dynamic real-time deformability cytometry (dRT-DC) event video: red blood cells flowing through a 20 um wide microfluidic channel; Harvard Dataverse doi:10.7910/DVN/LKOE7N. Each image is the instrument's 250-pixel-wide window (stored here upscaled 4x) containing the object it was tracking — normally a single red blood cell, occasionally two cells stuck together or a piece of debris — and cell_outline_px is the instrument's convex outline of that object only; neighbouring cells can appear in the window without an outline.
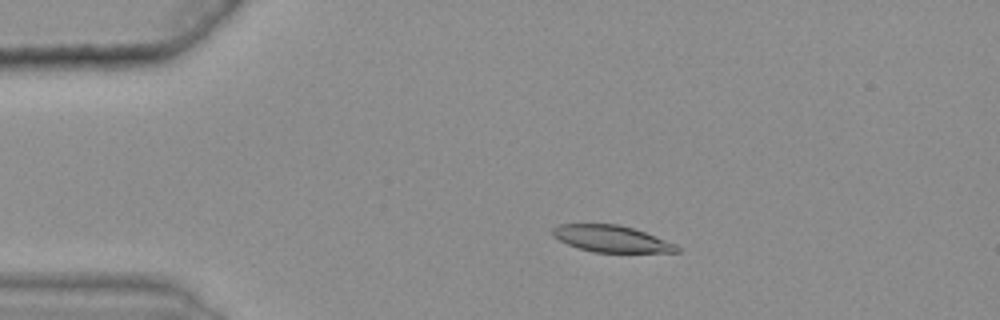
{"species": "common noctule bat (a hibernating species)", "species_latin": "Nyctalus noctula", "temperature_condition": "warm", "stored_images_in_passage": 43, "camera_frame_rate_fps": 3000, "um_per_image_px": 0.085, "animal": {"sex": "female", "body_mass_g": 25.1}, "frame": {"image": 1, "passage_image": 8, "time_ms": 2.333, "image_size_px": [1000, 320], "cell_outline_px": [[680, 252], [592, 252], [568, 244], [552, 236], [548, 232], [556, 224], [620, 224], [644, 232], [676, 244], [680, 248]], "centroid_in_image_um": [51.92, 20.28], "position_along_channel_um": 33.1, "area_um2": 19.31}}
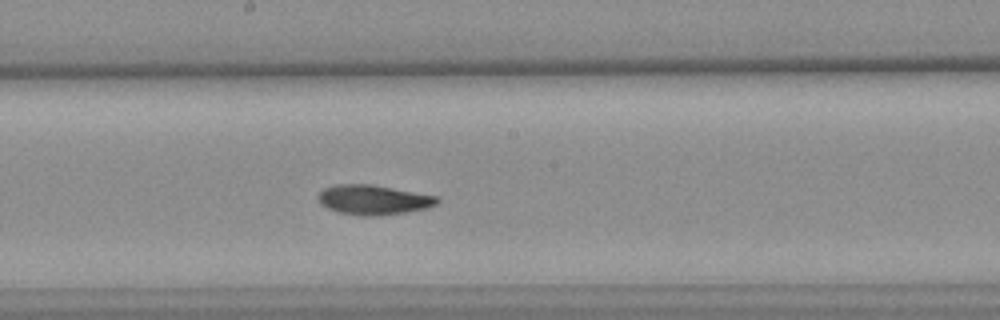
{"frame": {"image": 2, "passage_image": 27, "time_ms": 8.667, "image_size_px": [1000, 320], "cell_outline_px": [[440, 200], [436, 204], [428, 208], [408, 212], [376, 216], [364, 216], [340, 212], [328, 208], [320, 204], [316, 196], [324, 188], [336, 184], [372, 184], [436, 196]], "centroid_in_image_um": [31.73, 16.98], "position_along_channel_um": 216.5, "area_um2": 20.63}}
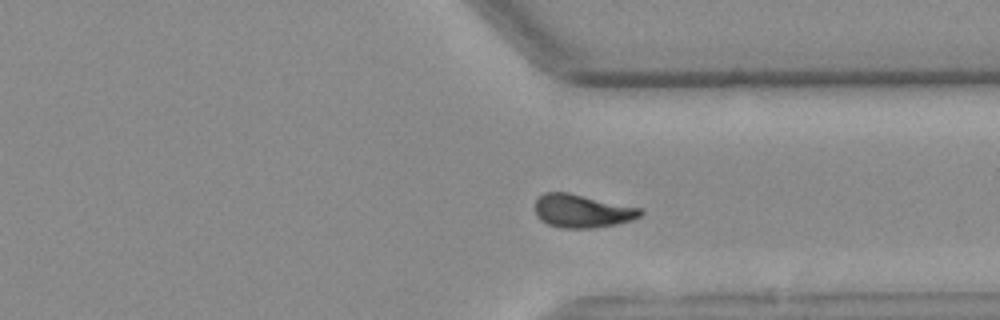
{"frame": {"image": 3, "passage_image": 39, "time_ms": 12.667, "image_size_px": [1000, 320], "cell_outline_px": [[644, 212], [640, 216], [632, 220], [616, 224], [592, 228], [560, 228], [548, 224], [540, 220], [536, 216], [536, 200], [544, 192], [568, 192], [644, 208]], "centroid_in_image_um": [49.51, 17.93], "position_along_channel_um": 361.9, "area_um2": 20.63}, "authors_computed_cell_mechanics": {"area_um2": 20.4612, "velocity_mm_per_s": 3.6153, "shape_relaxation_time_tau1_ms": 5.6418, "shape_relaxation_time_tau2_ms": 4.5297, "deformation_change_tau1": 0.1734, "deformation_change_tau2": 0.1056}}